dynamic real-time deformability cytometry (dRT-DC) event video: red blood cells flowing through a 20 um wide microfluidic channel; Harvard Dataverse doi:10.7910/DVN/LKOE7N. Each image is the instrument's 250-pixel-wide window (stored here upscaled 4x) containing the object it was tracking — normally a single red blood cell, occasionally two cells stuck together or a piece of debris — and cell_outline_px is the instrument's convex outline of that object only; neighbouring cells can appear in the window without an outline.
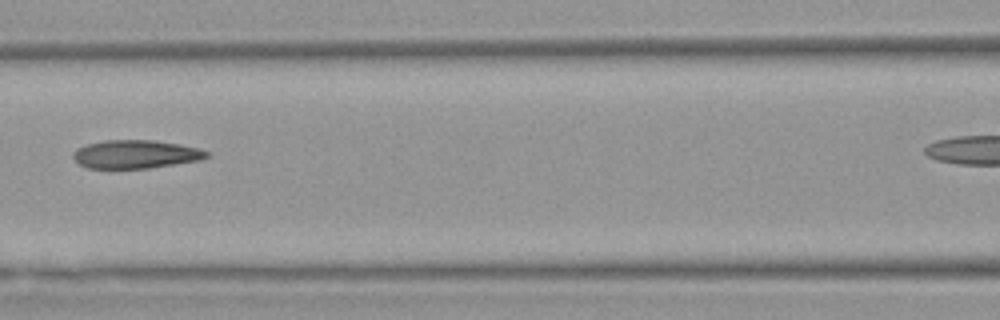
{"species": "Egyptian fruit bat (a non-hibernating species)", "species_latin": "Rousettus aegyptiacus", "temperature_condition": "warm", "stored_images_in_passage": 13, "camera_frame_rate_fps": 3000, "um_per_image_px": 0.085, "animal": {"sex": "female"}, "frame": {"image": 1, "passage_image": 6, "time_ms": 1.667, "image_size_px": [1000, 320], "cell_outline_px": [[212, 156], [200, 160], [148, 168], [88, 168], [80, 164], [72, 156], [72, 152], [76, 148], [84, 144], [104, 140], [152, 140], [180, 144], [200, 148], [208, 152]], "centroid_in_image_um": [11.53, 13.1], "position_along_channel_um": 155.1, "area_um2": 22.2}}
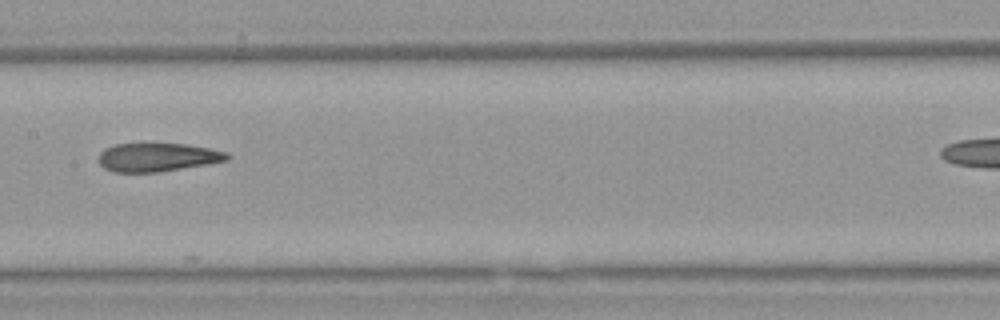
{"frame": {"image": 2, "passage_image": 7, "time_ms": 2.0, "image_size_px": [1000, 320], "cell_outline_px": [[232, 156], [228, 160], [208, 164], [160, 172], [112, 172], [104, 168], [100, 164], [100, 152], [104, 148], [116, 144], [188, 144], [228, 152]], "centroid_in_image_um": [13.42, 13.37], "position_along_channel_um": 194.0, "area_um2": 21.39}}
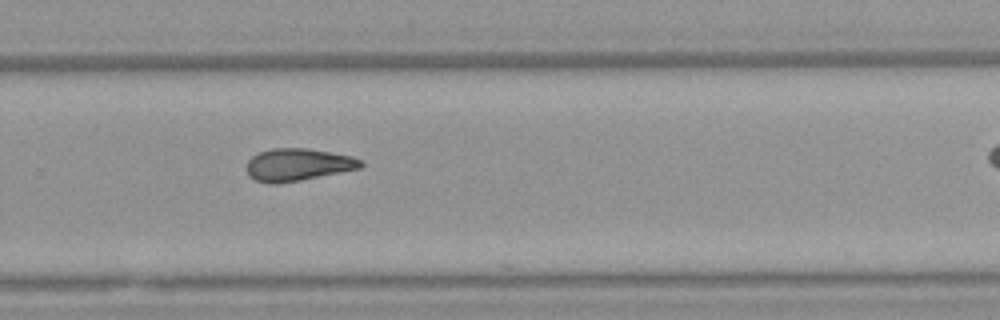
{"frame": {"image": 3, "passage_image": 11, "time_ms": 3.333, "image_size_px": [1000, 320], "cell_outline_px": [[364, 164], [360, 168], [300, 180], [276, 184], [272, 184], [256, 180], [248, 176], [244, 168], [248, 160], [252, 156], [260, 152], [272, 148], [308, 148], [352, 156], [364, 160]], "centroid_in_image_um": [25.29, 13.99], "position_along_channel_um": 304.5, "area_um2": 21.68}}